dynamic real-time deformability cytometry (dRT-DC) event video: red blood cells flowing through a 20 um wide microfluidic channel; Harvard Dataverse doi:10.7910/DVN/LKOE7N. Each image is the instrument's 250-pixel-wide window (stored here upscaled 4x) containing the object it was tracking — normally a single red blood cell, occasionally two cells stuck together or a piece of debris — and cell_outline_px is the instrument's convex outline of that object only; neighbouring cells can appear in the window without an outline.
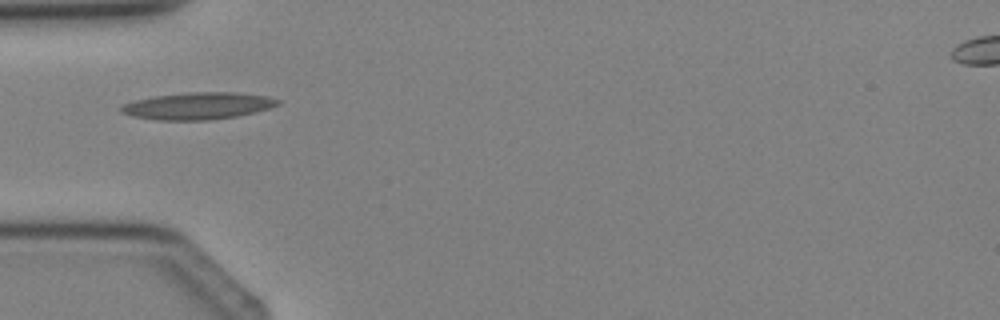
{"species": "Egyptian fruit bat (a non-hibernating species)", "species_latin": "Rousettus aegyptiacus", "temperature_condition": "cold", "stored_images_in_passage": 2, "camera_frame_rate_fps": 3000, "um_per_image_px": 0.085, "animal": {"sex": "female"}, "frame": {"image": 1, "passage_image": 2, "time_ms": 1.333, "image_size_px": [1000, 320], "cell_outline_px": [[280, 104], [256, 112], [236, 116], [212, 120], [156, 120], [132, 116], [120, 112], [120, 108], [124, 104], [136, 100], [156, 96], [188, 92], [232, 92], [268, 96], [280, 100]], "centroid_in_image_um": [16.84, 9.0], "position_along_channel_um": 68.2, "area_um2": 24.57}}